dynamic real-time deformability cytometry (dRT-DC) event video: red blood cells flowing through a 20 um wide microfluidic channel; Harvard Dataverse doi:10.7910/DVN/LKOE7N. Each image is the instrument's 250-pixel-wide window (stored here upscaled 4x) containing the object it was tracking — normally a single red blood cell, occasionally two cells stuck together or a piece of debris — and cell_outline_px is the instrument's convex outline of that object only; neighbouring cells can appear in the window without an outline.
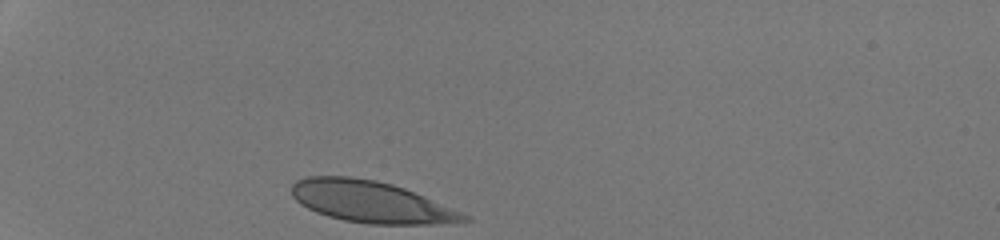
{"species": "human", "species_latin": "Homo sapiens", "temperature_condition": "room temperature", "stored_images_in_passage": 29, "camera_frame_rate_fps": 3000, "um_per_image_px": 0.085, "donor": {"sex": "male"}, "frame": {"image": 1, "passage_image": 1, "time_ms": 0.0, "image_size_px": [1000, 240], "cell_outline_px": [[472, 220], [432, 224], [368, 224], [344, 220], [328, 216], [316, 212], [300, 204], [292, 196], [292, 184], [296, 180], [308, 176], [352, 176], [376, 180], [392, 184], [404, 188], [424, 196], [472, 216]], "centroid_in_image_um": [31.53, 17.15], "position_along_channel_um": 53.5, "area_um2": 41.73}}
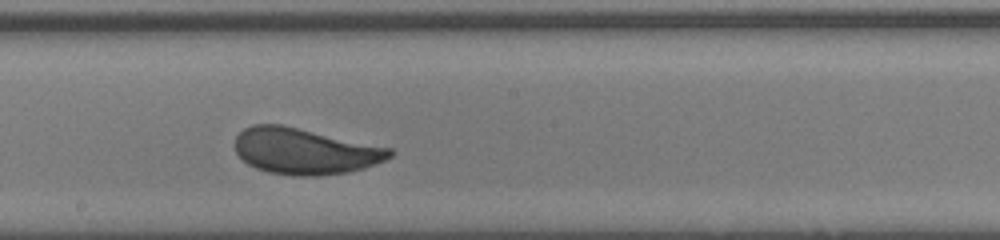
{"frame": {"image": 2, "passage_image": 16, "time_ms": 5.0, "image_size_px": [1000, 240], "cell_outline_px": [[392, 156], [376, 164], [364, 168], [348, 172], [316, 176], [292, 176], [268, 172], [256, 168], [248, 164], [236, 152], [236, 136], [244, 128], [252, 124], [280, 124], [392, 148]], "centroid_in_image_um": [25.9, 12.85], "position_along_channel_um": 222.3, "area_um2": 41.44}}
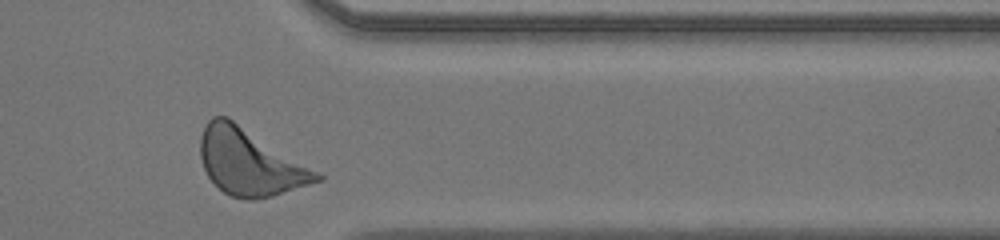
{"frame": {"image": 3, "passage_image": 28, "time_ms": 9.0, "image_size_px": [1000, 240], "cell_outline_px": [[324, 180], [272, 196], [252, 200], [248, 200], [232, 196], [224, 192], [208, 176], [204, 168], [200, 156], [200, 136], [208, 120], [212, 116], [228, 116], [324, 176]], "centroid_in_image_um": [21.22, 13.78], "position_along_channel_um": 390.2, "area_um2": 44.56}, "authors_computed_cell_mechanics": {"area_um2": 41.3848, "velocity_mm_per_s": 4.2315, "shape_relaxation_time_tau1_ms": 2.7471, "shape_relaxation_time_tau2_ms": null, "deformation_change_tau1": 0.1284, "deformation_change_tau2": null}}